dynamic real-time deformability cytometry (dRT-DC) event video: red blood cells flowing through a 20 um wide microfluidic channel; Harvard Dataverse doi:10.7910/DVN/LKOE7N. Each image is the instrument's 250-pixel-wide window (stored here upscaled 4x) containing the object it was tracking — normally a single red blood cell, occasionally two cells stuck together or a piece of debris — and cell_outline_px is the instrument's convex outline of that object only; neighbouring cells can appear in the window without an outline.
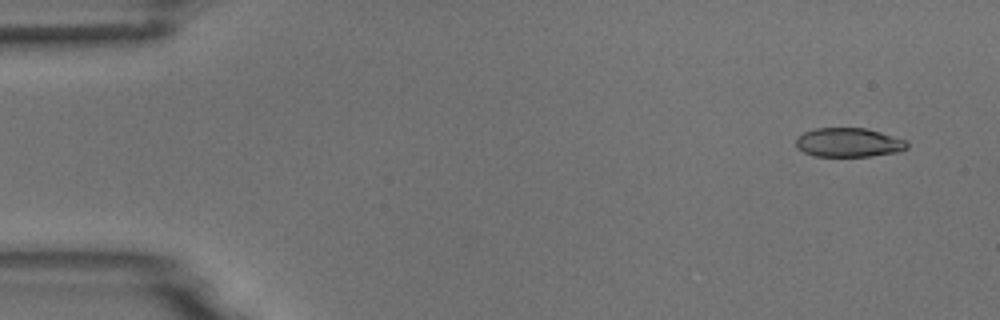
{"species": "common noctule bat (a hibernating species)", "species_latin": "Nyctalus noctula", "temperature_condition": "room temperature", "stored_images_in_passage": 13, "camera_frame_rate_fps": 3000, "um_per_image_px": 0.085, "animal": {"sex": "male", "body_mass_g": 18.8}, "frame": {"image": 1, "passage_image": 2, "time_ms": 0.333, "image_size_px": [1000, 320], "cell_outline_px": [[908, 148], [900, 152], [872, 156], [816, 156], [804, 152], [796, 148], [796, 136], [804, 132], [816, 128], [864, 128], [880, 132], [904, 140], [908, 144]], "centroid_in_image_um": [72.12, 12.12], "position_along_channel_um": 12.9, "area_um2": 18.84}}
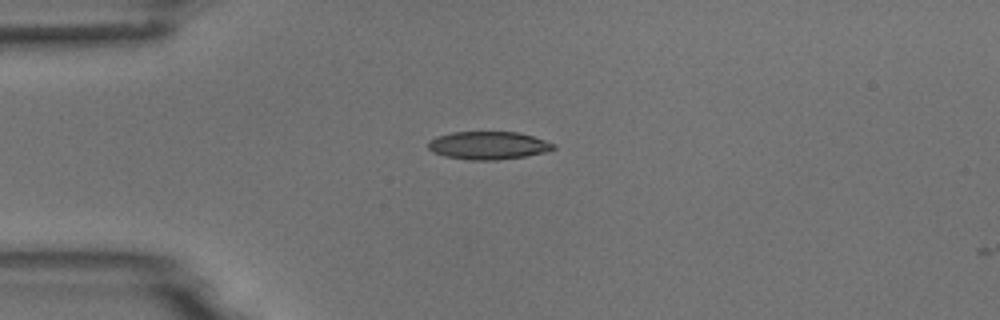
{"frame": {"image": 2, "passage_image": 12, "time_ms": 3.667, "image_size_px": [1000, 320], "cell_outline_px": [[556, 148], [544, 152], [524, 156], [496, 160], [468, 160], [444, 156], [432, 152], [428, 148], [428, 144], [436, 136], [452, 132], [520, 132], [556, 144]], "centroid_in_image_um": [41.49, 12.36], "position_along_channel_um": 43.5, "area_um2": 20.35}}